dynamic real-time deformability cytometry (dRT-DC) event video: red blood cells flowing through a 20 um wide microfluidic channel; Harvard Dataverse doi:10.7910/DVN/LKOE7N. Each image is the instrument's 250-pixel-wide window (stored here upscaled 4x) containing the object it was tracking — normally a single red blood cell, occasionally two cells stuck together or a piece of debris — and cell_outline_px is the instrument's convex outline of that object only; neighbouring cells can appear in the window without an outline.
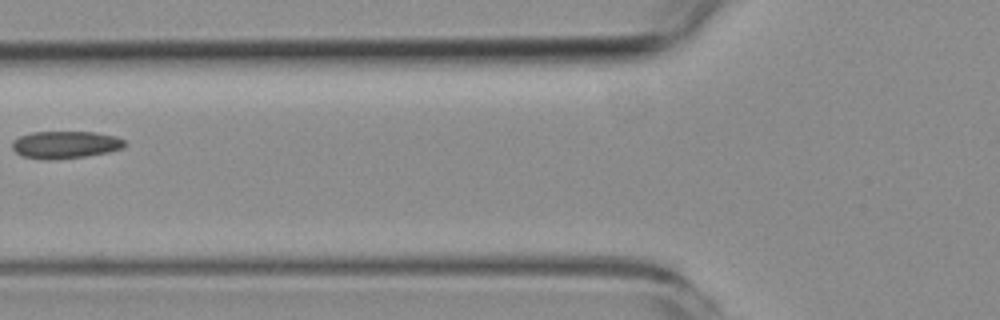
{"species": "common noctule bat (a hibernating species)", "species_latin": "Nyctalus noctula", "temperature_condition": "room temperature", "stored_images_in_passage": 3, "camera_frame_rate_fps": 3000, "um_per_image_px": 0.085, "animal": {"sex": "female", "body_mass_g": 19.3, "forearm_length_mm": 54.1}, "frame": {"image": 1, "passage_image": 3, "time_ms": 2.333, "image_size_px": [1000, 320], "cell_outline_px": [[128, 144], [124, 148], [108, 152], [84, 156], [52, 160], [48, 160], [24, 156], [16, 152], [12, 148], [12, 140], [20, 136], [32, 132], [96, 132], [116, 136], [124, 140]], "centroid_in_image_um": [5.58, 12.29], "position_along_channel_um": 120.2, "area_um2": 17.98}}